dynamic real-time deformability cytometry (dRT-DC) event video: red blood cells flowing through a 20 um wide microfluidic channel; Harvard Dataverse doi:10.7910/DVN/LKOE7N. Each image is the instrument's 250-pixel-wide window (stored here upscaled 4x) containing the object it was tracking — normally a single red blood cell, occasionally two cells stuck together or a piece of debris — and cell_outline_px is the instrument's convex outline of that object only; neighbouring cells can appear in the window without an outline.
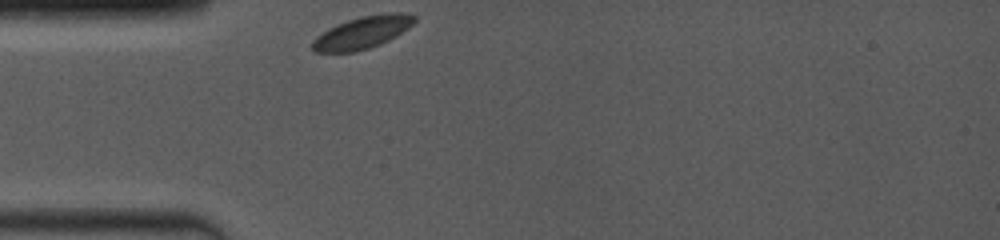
{"species": "common noctule bat (a hibernating species)", "species_latin": "Nyctalus noctula", "temperature_condition": "room temperature", "stored_images_in_passage": 39, "camera_frame_rate_fps": 4000, "um_per_image_px": 0.085, "animal": {"sex": "female", "body_mass_g": 19.0, "forearm_length_mm": 53.3}, "frame": {"image": 1, "passage_image": 1, "time_ms": 0.0, "image_size_px": [1000, 240], "cell_outline_px": [[416, 20], [408, 28], [396, 36], [380, 44], [356, 52], [316, 52], [312, 48], [312, 40], [316, 36], [328, 28], [348, 20], [360, 16], [388, 12], [400, 12], [416, 16]], "centroid_in_image_um": [30.8, 2.76], "position_along_channel_um": 54.2, "area_um2": 19.19}}
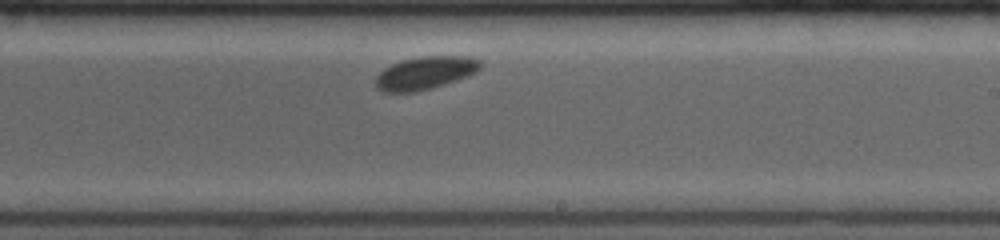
{"frame": {"image": 2, "passage_image": 23, "time_ms": 5.5, "image_size_px": [1000, 240], "cell_outline_px": [[484, 64], [476, 72], [468, 76], [444, 84], [416, 92], [384, 92], [376, 88], [376, 76], [384, 68], [392, 64], [404, 60], [420, 56], [472, 56], [480, 60]], "centroid_in_image_um": [36.17, 6.19], "position_along_channel_um": 252.8, "area_um2": 20.11}}
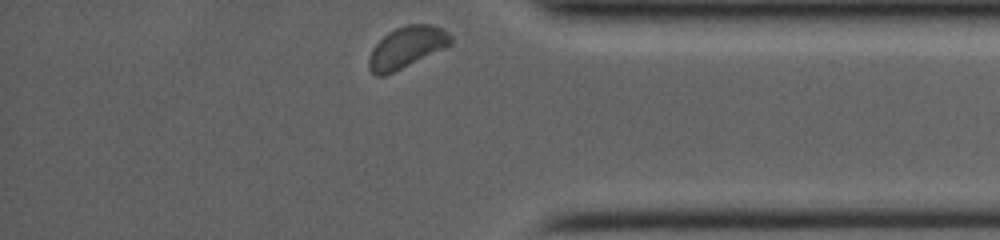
{"frame": {"image": 3, "passage_image": 39, "time_ms": 9.5, "image_size_px": [1000, 240], "cell_outline_px": [[452, 44], [444, 48], [384, 76], [376, 76], [368, 68], [368, 60], [372, 48], [388, 32], [404, 24], [432, 24], [444, 28], [452, 36]], "centroid_in_image_um": [34.57, 4.0], "position_along_channel_um": 400.6, "area_um2": 19.71}}